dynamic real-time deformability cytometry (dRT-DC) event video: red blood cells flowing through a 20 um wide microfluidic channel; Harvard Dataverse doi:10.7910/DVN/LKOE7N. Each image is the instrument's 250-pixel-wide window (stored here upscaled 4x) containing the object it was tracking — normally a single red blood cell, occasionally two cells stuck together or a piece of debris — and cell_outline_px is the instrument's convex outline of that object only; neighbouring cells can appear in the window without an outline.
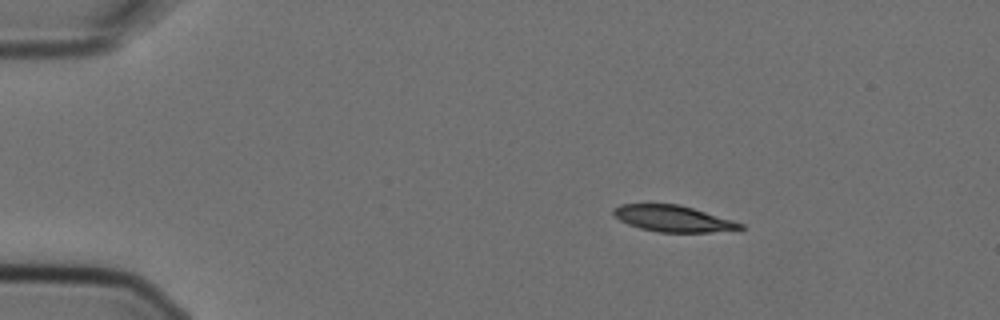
{"species": "Egyptian fruit bat (a non-hibernating species)", "species_latin": "Rousettus aegyptiacus", "temperature_condition": "cold", "stored_images_in_passage": 3, "camera_frame_rate_fps": 3000, "um_per_image_px": 0.085, "animal": {"sex": "female"}, "frame": {"image": 1, "passage_image": 1, "time_ms": 0.0, "image_size_px": [1000, 320], "cell_outline_px": [[744, 228], [740, 232], [656, 232], [640, 228], [628, 224], [620, 220], [612, 212], [612, 208], [620, 204], [680, 204], [732, 220], [744, 224]], "centroid_in_image_um": [57.28, 18.6], "position_along_channel_um": 27.7, "area_um2": 19.71}}